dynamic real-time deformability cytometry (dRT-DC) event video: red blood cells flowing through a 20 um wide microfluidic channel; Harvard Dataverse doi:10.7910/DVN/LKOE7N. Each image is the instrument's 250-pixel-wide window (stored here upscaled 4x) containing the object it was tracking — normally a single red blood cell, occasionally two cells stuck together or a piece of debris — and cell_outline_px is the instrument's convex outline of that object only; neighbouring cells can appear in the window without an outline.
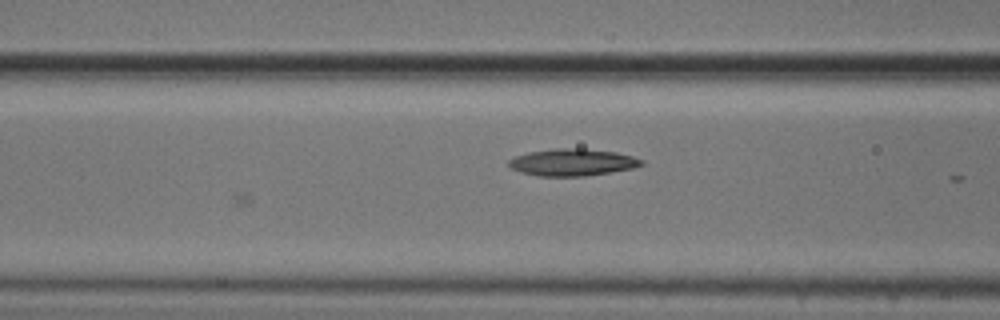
{"species": "common noctule bat (a hibernating species)", "species_latin": "Nyctalus noctula", "temperature_condition": "cold", "stored_images_in_passage": 22, "camera_frame_rate_fps": 3000, "um_per_image_px": 0.085, "animal": {"sex": "male", "body_mass_g": 20.5, "forearm_length_mm": 52.5}, "frame": {"image": 1, "passage_image": 22, "time_ms": 7.0, "image_size_px": [1000, 320], "cell_outline_px": [[644, 164], [632, 168], [584, 176], [540, 176], [520, 172], [512, 168], [508, 164], [508, 160], [516, 156], [528, 152], [556, 148], [580, 148], [616, 152], [632, 156], [644, 160]], "centroid_in_image_um": [48.65, 13.79], "position_along_channel_um": 118.0, "area_um2": 20.75}}